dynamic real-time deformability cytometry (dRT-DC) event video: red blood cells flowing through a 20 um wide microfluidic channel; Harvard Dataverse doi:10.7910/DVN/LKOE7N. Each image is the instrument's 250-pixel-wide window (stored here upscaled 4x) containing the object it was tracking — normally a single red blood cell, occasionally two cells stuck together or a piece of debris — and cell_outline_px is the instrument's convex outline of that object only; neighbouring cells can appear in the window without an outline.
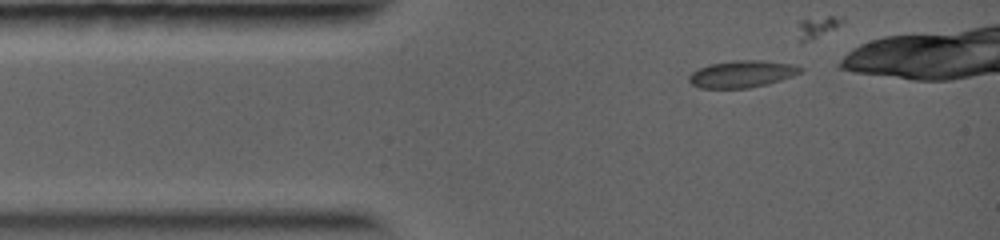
{"species": "common noctule bat (a hibernating species)", "species_latin": "Nyctalus noctula", "temperature_condition": "warm", "stored_images_in_passage": 5, "camera_frame_rate_fps": 5000, "um_per_image_px": 0.085, "animal": {"sex": "female", "body_mass_g": 19.0, "forearm_length_mm": 56.7}, "frame": {"image": 1, "passage_image": 1, "time_ms": 0.0, "image_size_px": [1000, 240], "cell_outline_px": [[804, 72], [768, 84], [748, 88], [700, 88], [692, 84], [688, 80], [688, 76], [696, 68], [708, 64], [732, 60], [760, 60], [792, 64], [804, 68]], "centroid_in_image_um": [63.05, 6.28], "position_along_channel_um": 21.9, "area_um2": 17.74}}